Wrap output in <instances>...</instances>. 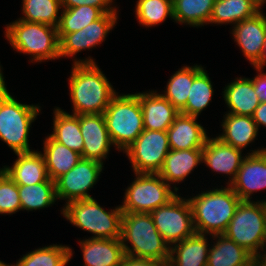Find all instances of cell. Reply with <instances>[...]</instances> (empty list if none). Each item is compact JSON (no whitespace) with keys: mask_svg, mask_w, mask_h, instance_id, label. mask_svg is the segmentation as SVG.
I'll list each match as a JSON object with an SVG mask.
<instances>
[{"mask_svg":"<svg viewBox=\"0 0 266 266\" xmlns=\"http://www.w3.org/2000/svg\"><path fill=\"white\" fill-rule=\"evenodd\" d=\"M69 96L73 115L103 114L118 93L97 64H72Z\"/></svg>","mask_w":266,"mask_h":266,"instance_id":"obj_1","label":"cell"},{"mask_svg":"<svg viewBox=\"0 0 266 266\" xmlns=\"http://www.w3.org/2000/svg\"><path fill=\"white\" fill-rule=\"evenodd\" d=\"M192 210L195 232L198 234L221 235L226 231L238 204V195L227 185L201 191L188 197Z\"/></svg>","mask_w":266,"mask_h":266,"instance_id":"obj_2","label":"cell"},{"mask_svg":"<svg viewBox=\"0 0 266 266\" xmlns=\"http://www.w3.org/2000/svg\"><path fill=\"white\" fill-rule=\"evenodd\" d=\"M121 242L126 255L169 261L170 246L157 230L150 213L123 212Z\"/></svg>","mask_w":266,"mask_h":266,"instance_id":"obj_3","label":"cell"},{"mask_svg":"<svg viewBox=\"0 0 266 266\" xmlns=\"http://www.w3.org/2000/svg\"><path fill=\"white\" fill-rule=\"evenodd\" d=\"M7 89L5 79H0V140L14 153L35 151L30 149L28 138L41 107L20 103Z\"/></svg>","mask_w":266,"mask_h":266,"instance_id":"obj_4","label":"cell"},{"mask_svg":"<svg viewBox=\"0 0 266 266\" xmlns=\"http://www.w3.org/2000/svg\"><path fill=\"white\" fill-rule=\"evenodd\" d=\"M4 32L13 50L31 55L32 63L60 58L58 31L55 27L17 19L6 24Z\"/></svg>","mask_w":266,"mask_h":266,"instance_id":"obj_5","label":"cell"},{"mask_svg":"<svg viewBox=\"0 0 266 266\" xmlns=\"http://www.w3.org/2000/svg\"><path fill=\"white\" fill-rule=\"evenodd\" d=\"M61 214L73 226L92 233L90 238H121L123 211L120 205L107 211L94 198L76 200L65 204Z\"/></svg>","mask_w":266,"mask_h":266,"instance_id":"obj_6","label":"cell"},{"mask_svg":"<svg viewBox=\"0 0 266 266\" xmlns=\"http://www.w3.org/2000/svg\"><path fill=\"white\" fill-rule=\"evenodd\" d=\"M103 115L112 144L119 152H124L144 130L138 93H117Z\"/></svg>","mask_w":266,"mask_h":266,"instance_id":"obj_7","label":"cell"},{"mask_svg":"<svg viewBox=\"0 0 266 266\" xmlns=\"http://www.w3.org/2000/svg\"><path fill=\"white\" fill-rule=\"evenodd\" d=\"M224 235L257 258L266 245V199L241 201Z\"/></svg>","mask_w":266,"mask_h":266,"instance_id":"obj_8","label":"cell"},{"mask_svg":"<svg viewBox=\"0 0 266 266\" xmlns=\"http://www.w3.org/2000/svg\"><path fill=\"white\" fill-rule=\"evenodd\" d=\"M135 179L127 187L124 201L120 205L123 212L150 213L166 205L178 193L159 174L134 173Z\"/></svg>","mask_w":266,"mask_h":266,"instance_id":"obj_9","label":"cell"},{"mask_svg":"<svg viewBox=\"0 0 266 266\" xmlns=\"http://www.w3.org/2000/svg\"><path fill=\"white\" fill-rule=\"evenodd\" d=\"M118 17V13H105L100 19L77 32L58 34L60 58L75 56L73 64H96L89 56L76 59V55L83 50L94 49L103 41L105 42L107 35L117 24Z\"/></svg>","mask_w":266,"mask_h":266,"instance_id":"obj_10","label":"cell"},{"mask_svg":"<svg viewBox=\"0 0 266 266\" xmlns=\"http://www.w3.org/2000/svg\"><path fill=\"white\" fill-rule=\"evenodd\" d=\"M150 215L157 230L169 246L196 233L190 203L179 193L166 205L150 212Z\"/></svg>","mask_w":266,"mask_h":266,"instance_id":"obj_11","label":"cell"},{"mask_svg":"<svg viewBox=\"0 0 266 266\" xmlns=\"http://www.w3.org/2000/svg\"><path fill=\"white\" fill-rule=\"evenodd\" d=\"M169 151L167 131L144 129L123 153L130 160L134 173L158 174Z\"/></svg>","mask_w":266,"mask_h":266,"instance_id":"obj_12","label":"cell"},{"mask_svg":"<svg viewBox=\"0 0 266 266\" xmlns=\"http://www.w3.org/2000/svg\"><path fill=\"white\" fill-rule=\"evenodd\" d=\"M104 164L82 158L71 170L55 181L57 200L71 201L93 198L88 190L93 188L101 175Z\"/></svg>","mask_w":266,"mask_h":266,"instance_id":"obj_13","label":"cell"},{"mask_svg":"<svg viewBox=\"0 0 266 266\" xmlns=\"http://www.w3.org/2000/svg\"><path fill=\"white\" fill-rule=\"evenodd\" d=\"M250 151L228 185L241 201H252L254 192L266 189V147Z\"/></svg>","mask_w":266,"mask_h":266,"instance_id":"obj_14","label":"cell"},{"mask_svg":"<svg viewBox=\"0 0 266 266\" xmlns=\"http://www.w3.org/2000/svg\"><path fill=\"white\" fill-rule=\"evenodd\" d=\"M80 129L83 136L82 158L104 164L113 146L103 114H80Z\"/></svg>","mask_w":266,"mask_h":266,"instance_id":"obj_15","label":"cell"},{"mask_svg":"<svg viewBox=\"0 0 266 266\" xmlns=\"http://www.w3.org/2000/svg\"><path fill=\"white\" fill-rule=\"evenodd\" d=\"M242 152V150L223 142L217 136L214 138L209 136L202 148V163L214 173L226 174L229 178L226 184L229 185L235 179L246 157Z\"/></svg>","mask_w":266,"mask_h":266,"instance_id":"obj_16","label":"cell"},{"mask_svg":"<svg viewBox=\"0 0 266 266\" xmlns=\"http://www.w3.org/2000/svg\"><path fill=\"white\" fill-rule=\"evenodd\" d=\"M232 36L236 45L251 66L255 65L262 54L266 37V14L262 11L232 27Z\"/></svg>","mask_w":266,"mask_h":266,"instance_id":"obj_17","label":"cell"},{"mask_svg":"<svg viewBox=\"0 0 266 266\" xmlns=\"http://www.w3.org/2000/svg\"><path fill=\"white\" fill-rule=\"evenodd\" d=\"M138 98L143 112L144 129L167 131L180 112L160 92H139Z\"/></svg>","mask_w":266,"mask_h":266,"instance_id":"obj_18","label":"cell"},{"mask_svg":"<svg viewBox=\"0 0 266 266\" xmlns=\"http://www.w3.org/2000/svg\"><path fill=\"white\" fill-rule=\"evenodd\" d=\"M198 117L179 114L167 130L171 150L202 149L208 138Z\"/></svg>","mask_w":266,"mask_h":266,"instance_id":"obj_19","label":"cell"},{"mask_svg":"<svg viewBox=\"0 0 266 266\" xmlns=\"http://www.w3.org/2000/svg\"><path fill=\"white\" fill-rule=\"evenodd\" d=\"M202 163V149L171 150L164 159L158 174L178 193L175 183L183 182Z\"/></svg>","mask_w":266,"mask_h":266,"instance_id":"obj_20","label":"cell"},{"mask_svg":"<svg viewBox=\"0 0 266 266\" xmlns=\"http://www.w3.org/2000/svg\"><path fill=\"white\" fill-rule=\"evenodd\" d=\"M79 241L83 266H117L125 255L121 238H86Z\"/></svg>","mask_w":266,"mask_h":266,"instance_id":"obj_21","label":"cell"},{"mask_svg":"<svg viewBox=\"0 0 266 266\" xmlns=\"http://www.w3.org/2000/svg\"><path fill=\"white\" fill-rule=\"evenodd\" d=\"M12 166H3L2 169L17 185H34L49 179L45 160L40 151L15 153Z\"/></svg>","mask_w":266,"mask_h":266,"instance_id":"obj_22","label":"cell"},{"mask_svg":"<svg viewBox=\"0 0 266 266\" xmlns=\"http://www.w3.org/2000/svg\"><path fill=\"white\" fill-rule=\"evenodd\" d=\"M227 84L222 92L226 107L229 108L226 113L253 116L260 101L254 91L252 80L240 76Z\"/></svg>","mask_w":266,"mask_h":266,"instance_id":"obj_23","label":"cell"},{"mask_svg":"<svg viewBox=\"0 0 266 266\" xmlns=\"http://www.w3.org/2000/svg\"><path fill=\"white\" fill-rule=\"evenodd\" d=\"M205 234L193 236L170 246L171 266H207L210 244Z\"/></svg>","mask_w":266,"mask_h":266,"instance_id":"obj_24","label":"cell"},{"mask_svg":"<svg viewBox=\"0 0 266 266\" xmlns=\"http://www.w3.org/2000/svg\"><path fill=\"white\" fill-rule=\"evenodd\" d=\"M212 238L215 242L211 243L207 266L257 265L252 254L224 234L213 235Z\"/></svg>","mask_w":266,"mask_h":266,"instance_id":"obj_25","label":"cell"},{"mask_svg":"<svg viewBox=\"0 0 266 266\" xmlns=\"http://www.w3.org/2000/svg\"><path fill=\"white\" fill-rule=\"evenodd\" d=\"M223 119V132L217 136L223 142L243 151L257 138L259 129L252 116L226 113Z\"/></svg>","mask_w":266,"mask_h":266,"instance_id":"obj_26","label":"cell"},{"mask_svg":"<svg viewBox=\"0 0 266 266\" xmlns=\"http://www.w3.org/2000/svg\"><path fill=\"white\" fill-rule=\"evenodd\" d=\"M53 111V131L48 135L82 156L84 142L80 129V115L67 113L60 107H55Z\"/></svg>","mask_w":266,"mask_h":266,"instance_id":"obj_27","label":"cell"},{"mask_svg":"<svg viewBox=\"0 0 266 266\" xmlns=\"http://www.w3.org/2000/svg\"><path fill=\"white\" fill-rule=\"evenodd\" d=\"M43 157L49 178L54 182L71 170L81 159V154L53 140L49 135L43 140Z\"/></svg>","mask_w":266,"mask_h":266,"instance_id":"obj_28","label":"cell"},{"mask_svg":"<svg viewBox=\"0 0 266 266\" xmlns=\"http://www.w3.org/2000/svg\"><path fill=\"white\" fill-rule=\"evenodd\" d=\"M215 0H172L174 22L202 27L209 24Z\"/></svg>","mask_w":266,"mask_h":266,"instance_id":"obj_29","label":"cell"},{"mask_svg":"<svg viewBox=\"0 0 266 266\" xmlns=\"http://www.w3.org/2000/svg\"><path fill=\"white\" fill-rule=\"evenodd\" d=\"M202 65L183 66L178 69L167 82L164 94L167 99L179 112L186 106L188 94L193 84L194 77L203 69Z\"/></svg>","mask_w":266,"mask_h":266,"instance_id":"obj_30","label":"cell"},{"mask_svg":"<svg viewBox=\"0 0 266 266\" xmlns=\"http://www.w3.org/2000/svg\"><path fill=\"white\" fill-rule=\"evenodd\" d=\"M260 10L249 0H215L209 24H234L253 17Z\"/></svg>","mask_w":266,"mask_h":266,"instance_id":"obj_31","label":"cell"},{"mask_svg":"<svg viewBox=\"0 0 266 266\" xmlns=\"http://www.w3.org/2000/svg\"><path fill=\"white\" fill-rule=\"evenodd\" d=\"M73 249L53 244L26 253L13 266H66L73 257Z\"/></svg>","mask_w":266,"mask_h":266,"instance_id":"obj_32","label":"cell"},{"mask_svg":"<svg viewBox=\"0 0 266 266\" xmlns=\"http://www.w3.org/2000/svg\"><path fill=\"white\" fill-rule=\"evenodd\" d=\"M18 192L23 211L48 208L57 201L55 182L50 178L34 185H18Z\"/></svg>","mask_w":266,"mask_h":266,"instance_id":"obj_33","label":"cell"},{"mask_svg":"<svg viewBox=\"0 0 266 266\" xmlns=\"http://www.w3.org/2000/svg\"><path fill=\"white\" fill-rule=\"evenodd\" d=\"M22 14L18 18L26 22H36L57 28L62 11L61 0H22Z\"/></svg>","mask_w":266,"mask_h":266,"instance_id":"obj_34","label":"cell"},{"mask_svg":"<svg viewBox=\"0 0 266 266\" xmlns=\"http://www.w3.org/2000/svg\"><path fill=\"white\" fill-rule=\"evenodd\" d=\"M213 84L204 68L194 77L186 106L181 114L198 117L207 108L214 95Z\"/></svg>","mask_w":266,"mask_h":266,"instance_id":"obj_35","label":"cell"},{"mask_svg":"<svg viewBox=\"0 0 266 266\" xmlns=\"http://www.w3.org/2000/svg\"><path fill=\"white\" fill-rule=\"evenodd\" d=\"M104 14L101 9L89 5L62 8L60 22L57 27L58 34L77 32L100 19Z\"/></svg>","mask_w":266,"mask_h":266,"instance_id":"obj_36","label":"cell"},{"mask_svg":"<svg viewBox=\"0 0 266 266\" xmlns=\"http://www.w3.org/2000/svg\"><path fill=\"white\" fill-rule=\"evenodd\" d=\"M135 17L143 27L149 28L173 18L172 0H138L135 5Z\"/></svg>","mask_w":266,"mask_h":266,"instance_id":"obj_37","label":"cell"},{"mask_svg":"<svg viewBox=\"0 0 266 266\" xmlns=\"http://www.w3.org/2000/svg\"><path fill=\"white\" fill-rule=\"evenodd\" d=\"M20 210L18 185L0 168V214L12 215Z\"/></svg>","mask_w":266,"mask_h":266,"instance_id":"obj_38","label":"cell"},{"mask_svg":"<svg viewBox=\"0 0 266 266\" xmlns=\"http://www.w3.org/2000/svg\"><path fill=\"white\" fill-rule=\"evenodd\" d=\"M113 4V6H112ZM89 5L101 9L104 13H118L113 0H61L62 8H73Z\"/></svg>","mask_w":266,"mask_h":266,"instance_id":"obj_39","label":"cell"},{"mask_svg":"<svg viewBox=\"0 0 266 266\" xmlns=\"http://www.w3.org/2000/svg\"><path fill=\"white\" fill-rule=\"evenodd\" d=\"M257 71V75L254 78H250L253 82L254 91L259 98L260 103L266 102V73L263 69L253 67Z\"/></svg>","mask_w":266,"mask_h":266,"instance_id":"obj_40","label":"cell"},{"mask_svg":"<svg viewBox=\"0 0 266 266\" xmlns=\"http://www.w3.org/2000/svg\"><path fill=\"white\" fill-rule=\"evenodd\" d=\"M165 262L156 259H147L124 255L121 266H163Z\"/></svg>","mask_w":266,"mask_h":266,"instance_id":"obj_41","label":"cell"},{"mask_svg":"<svg viewBox=\"0 0 266 266\" xmlns=\"http://www.w3.org/2000/svg\"><path fill=\"white\" fill-rule=\"evenodd\" d=\"M252 117L258 129H260L261 126L266 127V102H261L259 104Z\"/></svg>","mask_w":266,"mask_h":266,"instance_id":"obj_42","label":"cell"},{"mask_svg":"<svg viewBox=\"0 0 266 266\" xmlns=\"http://www.w3.org/2000/svg\"><path fill=\"white\" fill-rule=\"evenodd\" d=\"M264 66H266V37H265V41H264V46H263V51H262L261 57H260L259 61L253 67H257L259 69H263Z\"/></svg>","mask_w":266,"mask_h":266,"instance_id":"obj_43","label":"cell"},{"mask_svg":"<svg viewBox=\"0 0 266 266\" xmlns=\"http://www.w3.org/2000/svg\"><path fill=\"white\" fill-rule=\"evenodd\" d=\"M257 266H266V245L263 247L261 254L256 258Z\"/></svg>","mask_w":266,"mask_h":266,"instance_id":"obj_44","label":"cell"},{"mask_svg":"<svg viewBox=\"0 0 266 266\" xmlns=\"http://www.w3.org/2000/svg\"><path fill=\"white\" fill-rule=\"evenodd\" d=\"M251 3H253L260 11H262L263 5L266 4V0H249Z\"/></svg>","mask_w":266,"mask_h":266,"instance_id":"obj_45","label":"cell"},{"mask_svg":"<svg viewBox=\"0 0 266 266\" xmlns=\"http://www.w3.org/2000/svg\"><path fill=\"white\" fill-rule=\"evenodd\" d=\"M2 66L0 64V79H4V75H3V72H2Z\"/></svg>","mask_w":266,"mask_h":266,"instance_id":"obj_46","label":"cell"},{"mask_svg":"<svg viewBox=\"0 0 266 266\" xmlns=\"http://www.w3.org/2000/svg\"><path fill=\"white\" fill-rule=\"evenodd\" d=\"M0 266H11V265H9V263L6 264L5 262H3V261L0 260Z\"/></svg>","mask_w":266,"mask_h":266,"instance_id":"obj_47","label":"cell"},{"mask_svg":"<svg viewBox=\"0 0 266 266\" xmlns=\"http://www.w3.org/2000/svg\"><path fill=\"white\" fill-rule=\"evenodd\" d=\"M163 266H171L170 264H168V263H165Z\"/></svg>","mask_w":266,"mask_h":266,"instance_id":"obj_48","label":"cell"}]
</instances>
